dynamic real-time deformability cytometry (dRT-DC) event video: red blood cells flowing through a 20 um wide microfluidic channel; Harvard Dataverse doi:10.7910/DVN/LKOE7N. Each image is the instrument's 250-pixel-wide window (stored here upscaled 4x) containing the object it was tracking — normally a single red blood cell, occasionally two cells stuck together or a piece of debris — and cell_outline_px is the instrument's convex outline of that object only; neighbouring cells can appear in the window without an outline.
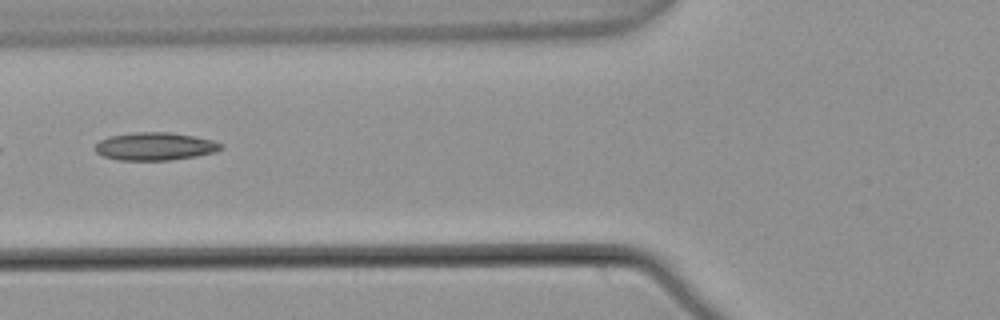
{"species": "common noctule bat (a hibernating species)", "species_latin": "Nyctalus noctula", "temperature_condition": "warm", "stored_images_in_passage": 6, "camera_frame_rate_fps": 3000, "um_per_image_px": 0.085, "animal": {"sex": "male", "body_mass_g": 21.5, "forearm_length_mm": 52.0}, "frame": {"image": 1, "passage_image": 6, "time_ms": 1.667, "image_size_px": [1000, 320], "cell_outline_px": [[224, 148], [216, 152], [196, 156], [172, 160], [120, 160], [104, 156], [96, 152], [96, 144], [100, 140], [108, 136], [136, 132], [172, 132], [212, 140], [224, 144]], "centroid_in_image_um": [13.21, 12.44], "position_along_channel_um": 112.6, "area_um2": 20.46}}